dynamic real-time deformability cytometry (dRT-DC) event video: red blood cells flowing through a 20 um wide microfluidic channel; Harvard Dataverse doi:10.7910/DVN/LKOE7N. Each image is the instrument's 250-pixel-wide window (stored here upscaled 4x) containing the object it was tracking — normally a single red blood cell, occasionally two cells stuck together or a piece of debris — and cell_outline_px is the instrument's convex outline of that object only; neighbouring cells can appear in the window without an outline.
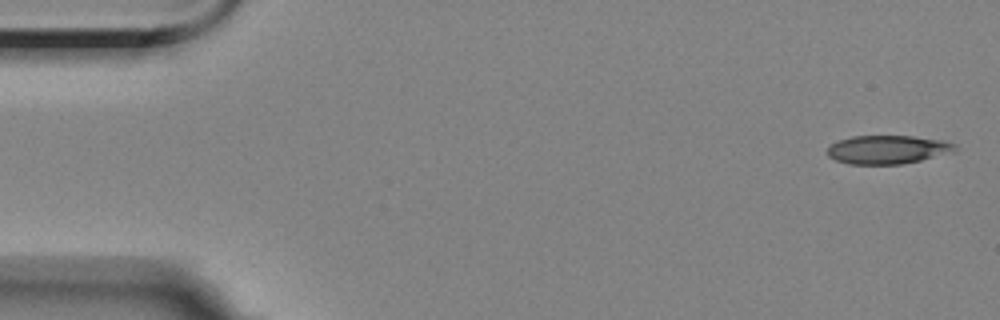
{"species": "Egyptian fruit bat (a non-hibernating species)", "species_latin": "Rousettus aegyptiacus", "temperature_condition": "room temperature", "stored_images_in_passage": 5, "camera_frame_rate_fps": 3000, "um_per_image_px": 0.085, "animal": {"sex": "female"}, "frame": {"image": 1, "passage_image": 1, "time_ms": 0.0, "image_size_px": [1000, 320], "cell_outline_px": [[956, 152], [920, 160], [900, 164], [848, 164], [836, 160], [828, 156], [828, 148], [836, 140], [852, 136], [912, 136], [944, 140], [956, 144]], "centroid_in_image_um": [75.47, 12.71], "position_along_channel_um": 9.5, "area_um2": 21.33}}
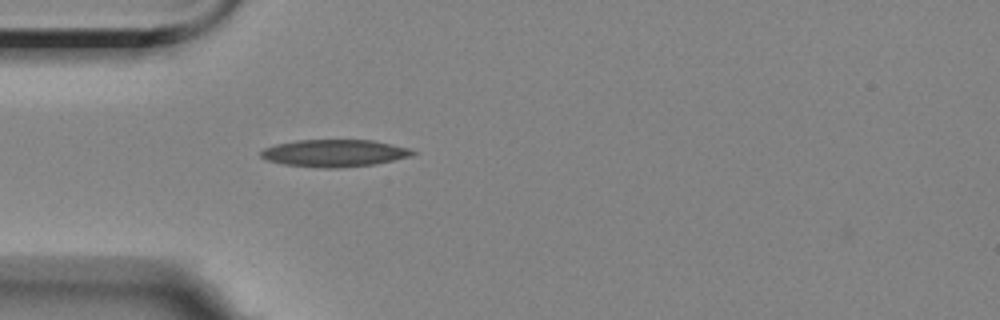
{"frame": {"image": 2, "passage_image": 5, "time_ms": 4.667, "image_size_px": [1000, 320], "cell_outline_px": [[416, 152], [412, 156], [376, 164], [336, 168], [324, 168], [284, 164], [268, 160], [260, 156], [260, 152], [264, 148], [276, 144], [296, 140], [372, 140], [408, 148]], "centroid_in_image_um": [28.42, 13.01], "position_along_channel_um": 56.6, "area_um2": 23.93}}